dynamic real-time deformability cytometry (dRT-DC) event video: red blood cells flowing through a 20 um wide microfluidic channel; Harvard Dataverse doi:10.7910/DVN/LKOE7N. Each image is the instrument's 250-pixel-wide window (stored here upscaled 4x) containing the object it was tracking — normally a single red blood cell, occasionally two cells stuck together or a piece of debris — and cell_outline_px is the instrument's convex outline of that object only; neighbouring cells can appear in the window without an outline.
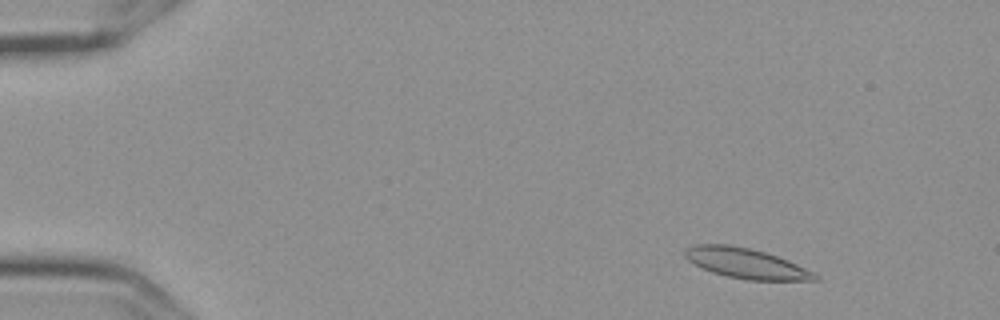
{"species": "Egyptian fruit bat (a non-hibernating species)", "species_latin": "Rousettus aegyptiacus", "temperature_condition": "cold", "stored_images_in_passage": 56, "camera_frame_rate_fps": 3000, "um_per_image_px": 0.085, "frame": {"image": 1, "passage_image": 6, "time_ms": 1.667, "image_size_px": [1000, 320], "cell_outline_px": [[820, 280], [748, 280], [728, 276], [712, 272], [688, 260], [684, 256], [684, 252], [692, 244], [732, 244], [752, 248], [788, 260], [820, 276]], "centroid_in_image_um": [63.4, 22.37], "position_along_channel_um": 21.6, "area_um2": 22.66}}
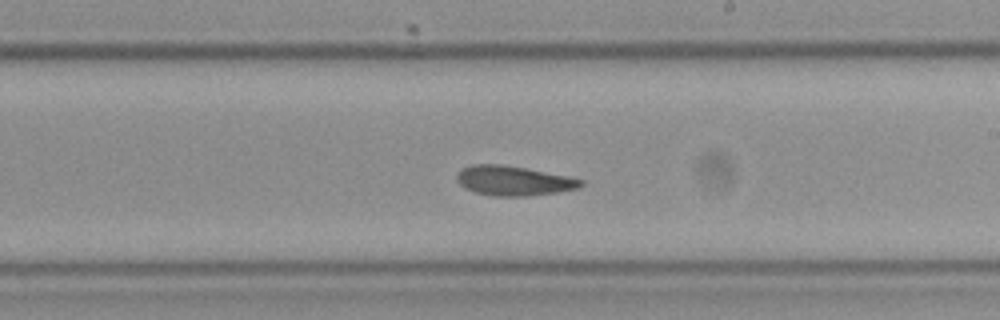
{"frame": {"image": 2, "passage_image": 33, "time_ms": 10.667, "image_size_px": [1000, 320], "cell_outline_px": [[584, 184], [580, 188], [556, 192], [528, 196], [492, 196], [476, 192], [464, 188], [456, 180], [456, 176], [464, 168], [472, 164], [500, 164], [524, 168], [568, 176], [584, 180]], "centroid_in_image_um": [43.67, 15.37], "position_along_channel_um": 245.3, "area_um2": 21.33}}
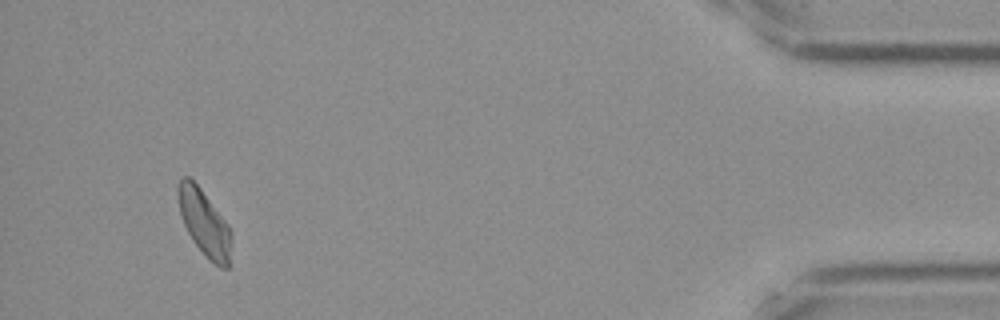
{"frame": {"image": 3, "passage_image": 53, "time_ms": 17.333, "image_size_px": [1000, 320], "cell_outline_px": [[232, 244], [228, 268], [220, 268], [208, 260], [192, 240], [180, 216], [176, 188], [180, 180], [184, 176], [188, 176], [200, 188], [228, 224], [232, 232]], "centroid_in_image_um": [17.37, 18.98], "position_along_channel_um": 417.8, "area_um2": 20.69}, "authors_computed_cell_mechanics": {"area_um2": 21.6461, "velocity_mm_per_s": 3.5658, "shape_relaxation_time_tau1_ms": null, "shape_relaxation_time_tau2_ms": 5.5069, "deformation_change_tau1": null, "deformation_change_tau2": 0.124}}